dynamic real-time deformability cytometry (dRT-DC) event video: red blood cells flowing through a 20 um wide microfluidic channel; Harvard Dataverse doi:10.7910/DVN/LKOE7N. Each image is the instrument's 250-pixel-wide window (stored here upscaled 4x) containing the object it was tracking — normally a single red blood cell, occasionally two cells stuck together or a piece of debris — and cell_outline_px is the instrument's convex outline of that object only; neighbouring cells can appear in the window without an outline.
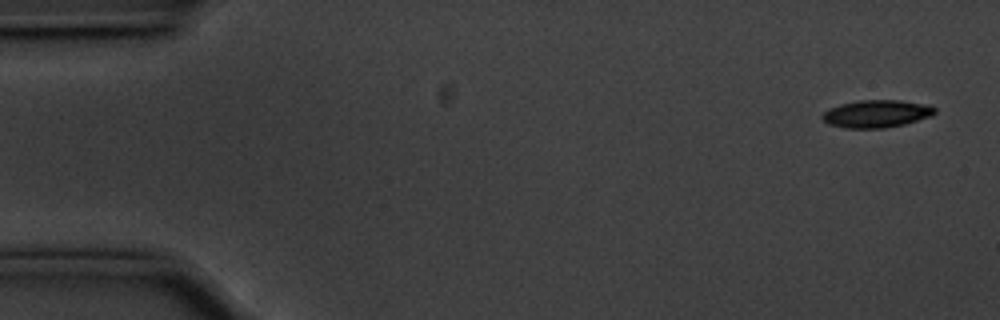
{"species": "common noctule bat (a hibernating species)", "species_latin": "Nyctalus noctula", "temperature_condition": "cold", "stored_images_in_passage": 55, "camera_frame_rate_fps": 3000, "um_per_image_px": 0.085, "animal": {"sex": "male", "body_mass_g": 20.1, "forearm_length_mm": 53.5}, "frame": {"image": 1, "passage_image": 1, "time_ms": 0.0, "image_size_px": [1000, 320], "cell_outline_px": [[936, 112], [932, 116], [904, 124], [884, 128], [844, 128], [828, 124], [820, 116], [828, 108], [840, 104], [860, 100], [900, 100], [928, 104], [936, 108]], "centroid_in_image_um": [74.51, 9.66], "position_along_channel_um": 10.5, "area_um2": 18.21}}
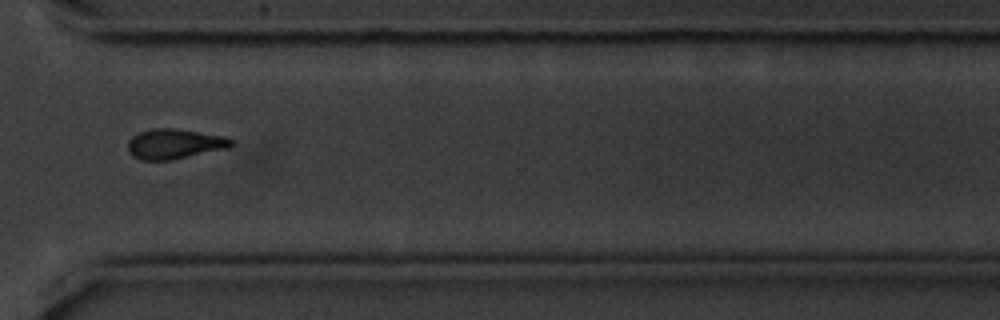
{"frame": {"image": 2, "passage_image": 40, "time_ms": 13.0, "image_size_px": [1000, 320], "cell_outline_px": [[236, 144], [232, 148], [172, 160], [140, 160], [132, 156], [128, 152], [128, 140], [132, 136], [140, 132], [152, 128], [176, 128], [224, 136], [236, 140]], "centroid_in_image_um": [14.9, 12.24], "position_along_channel_um": 355.7, "area_um2": 18.61}}
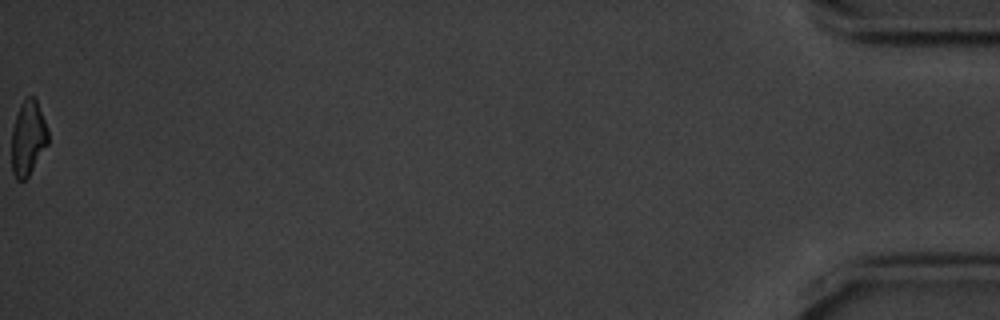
{"frame": {"image": 3, "passage_image": 55, "time_ms": 18.0, "image_size_px": [1000, 320], "cell_outline_px": [[48, 144], [28, 176], [24, 180], [16, 180], [12, 172], [12, 128], [20, 104], [28, 96], [32, 96], [36, 100], [48, 128]], "centroid_in_image_um": [2.38, 11.74], "position_along_channel_um": 432.8, "area_um2": 15.78}, "authors_computed_cell_mechanics": {"area_um2": 18.207, "velocity_mm_per_s": 3.563, "shape_relaxation_time_tau1_ms": 2.1356, "shape_relaxation_time_tau2_ms": null, "deformation_change_tau1": 0.1181, "deformation_change_tau2": null}}